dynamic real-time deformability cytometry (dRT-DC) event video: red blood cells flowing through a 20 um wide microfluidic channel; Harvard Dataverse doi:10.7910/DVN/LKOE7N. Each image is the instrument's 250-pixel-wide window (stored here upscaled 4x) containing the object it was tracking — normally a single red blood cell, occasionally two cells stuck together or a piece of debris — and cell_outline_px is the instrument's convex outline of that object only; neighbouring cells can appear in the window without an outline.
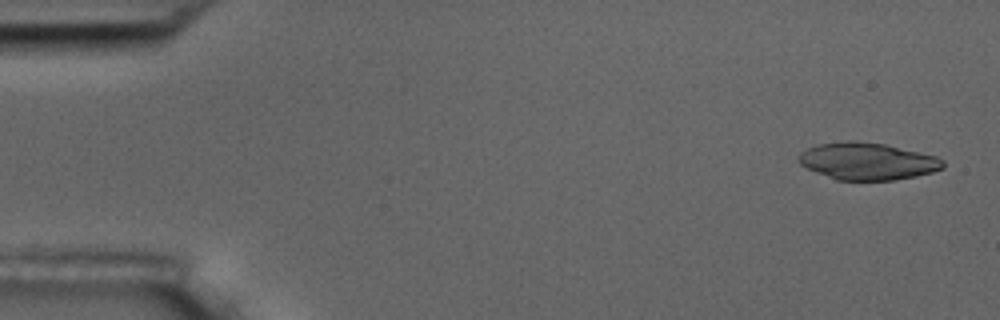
{"species": "common noctule bat (a hibernating species)", "species_latin": "Nyctalus noctula", "temperature_condition": "room temperature", "stored_images_in_passage": 55, "camera_frame_rate_fps": 3000, "um_per_image_px": 0.085, "animal": {"sex": "male", "body_mass_g": 17.5, "forearm_length_mm": 52.3}, "frame": {"image": 1, "passage_image": 2, "time_ms": 0.333, "image_size_px": [1000, 320], "cell_outline_px": [[944, 168], [932, 172], [916, 176], [896, 180], [836, 180], [816, 172], [800, 164], [796, 160], [796, 156], [800, 152], [816, 144], [848, 140], [852, 140], [884, 144], [936, 156], [944, 160]], "centroid_in_image_um": [73.7, 13.7], "position_along_channel_um": 11.3, "area_um2": 31.39}}